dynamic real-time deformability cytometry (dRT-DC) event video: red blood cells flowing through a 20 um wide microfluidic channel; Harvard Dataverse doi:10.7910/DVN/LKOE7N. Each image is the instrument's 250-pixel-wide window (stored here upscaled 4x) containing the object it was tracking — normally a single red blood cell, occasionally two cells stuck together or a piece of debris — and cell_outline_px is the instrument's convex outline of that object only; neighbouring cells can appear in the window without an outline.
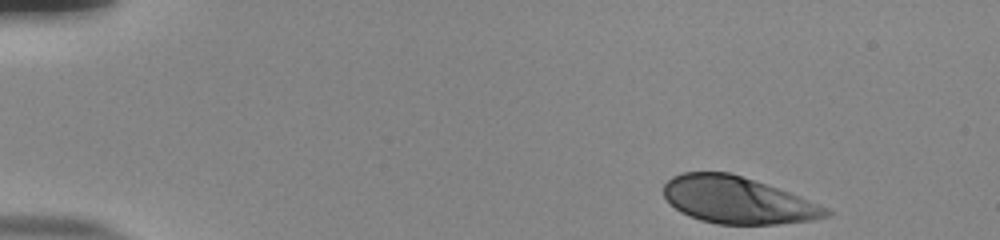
{"species": "human", "species_latin": "Homo sapiens", "temperature_condition": "room temperature", "stored_images_in_passage": 38, "camera_frame_rate_fps": 3000, "um_per_image_px": 0.085, "donor": {"sex": "male"}, "frame": {"image": 1, "passage_image": 1, "time_ms": 0.0, "image_size_px": [1000, 240], "cell_outline_px": [[832, 216], [812, 220], [780, 224], [716, 224], [700, 220], [688, 216], [680, 212], [664, 196], [664, 184], [672, 176], [684, 172], [728, 172], [800, 196], [820, 204], [828, 208], [832, 212]], "centroid_in_image_um": [62.71, 17.03], "position_along_channel_um": 22.3, "area_um2": 44.16}}
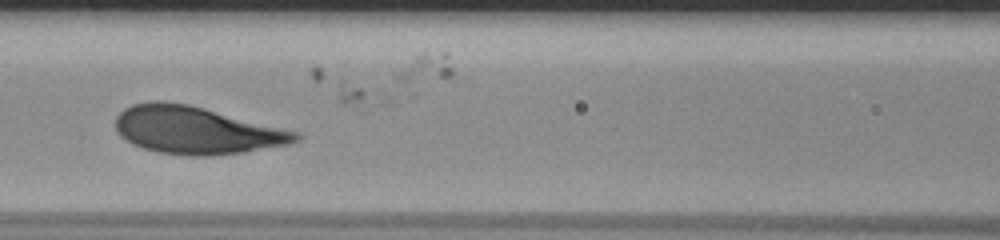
{"frame": {"image": 2, "passage_image": 20, "time_ms": 6.333, "image_size_px": [1000, 240], "cell_outline_px": [[304, 136], [300, 140], [288, 144], [244, 152], [208, 156], [188, 156], [160, 152], [144, 148], [132, 144], [124, 140], [116, 132], [116, 116], [124, 108], [132, 104], [152, 100], [160, 100], [188, 104], [300, 132]], "centroid_in_image_um": [16.67, 11.06], "position_along_channel_um": 149.9, "area_um2": 50.05}}
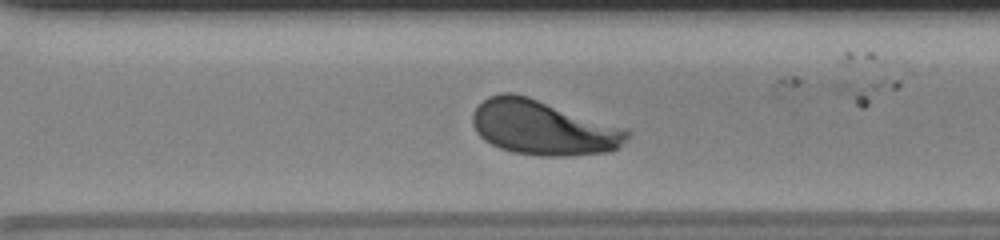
{"frame": {"image": 3, "passage_image": 34, "time_ms": 11.0, "image_size_px": [1000, 240], "cell_outline_px": [[632, 132], [620, 148], [608, 152], [572, 156], [540, 156], [512, 152], [500, 148], [484, 140], [476, 132], [472, 124], [472, 112], [488, 96], [504, 92], [512, 92], [528, 96], [628, 128]], "centroid_in_image_um": [46.2, 10.85], "position_along_channel_um": 324.4, "area_um2": 49.88}}